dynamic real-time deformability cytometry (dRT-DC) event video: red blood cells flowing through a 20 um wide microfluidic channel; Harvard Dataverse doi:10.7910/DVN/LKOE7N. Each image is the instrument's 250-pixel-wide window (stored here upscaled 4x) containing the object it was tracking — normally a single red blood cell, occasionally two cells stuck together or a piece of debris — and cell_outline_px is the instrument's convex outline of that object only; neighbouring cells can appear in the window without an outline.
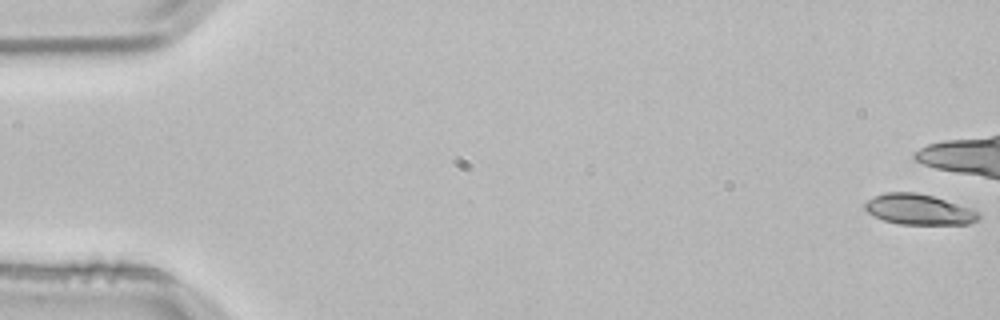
{"species": "common noctule bat (a hibernating species)", "species_latin": "Nyctalus noctula", "temperature_condition": "room temperature", "stored_images_in_passage": 6, "camera_frame_rate_fps": 3000, "um_per_image_px": 0.085, "animal": {"sex": "male", "body_mass_g": 21.5, "forearm_length_mm": 52.0}, "frame": {"image": 1, "passage_image": 1, "time_ms": 0.0, "image_size_px": [1000, 320], "cell_outline_px": [[980, 216], [976, 220], [968, 224], [900, 224], [884, 220], [868, 212], [864, 208], [864, 204], [868, 200], [876, 196], [888, 192], [916, 192], [932, 196], [972, 208], [980, 212]], "centroid_in_image_um": [78.13, 17.8], "position_along_channel_um": 6.9, "area_um2": 20.0}}